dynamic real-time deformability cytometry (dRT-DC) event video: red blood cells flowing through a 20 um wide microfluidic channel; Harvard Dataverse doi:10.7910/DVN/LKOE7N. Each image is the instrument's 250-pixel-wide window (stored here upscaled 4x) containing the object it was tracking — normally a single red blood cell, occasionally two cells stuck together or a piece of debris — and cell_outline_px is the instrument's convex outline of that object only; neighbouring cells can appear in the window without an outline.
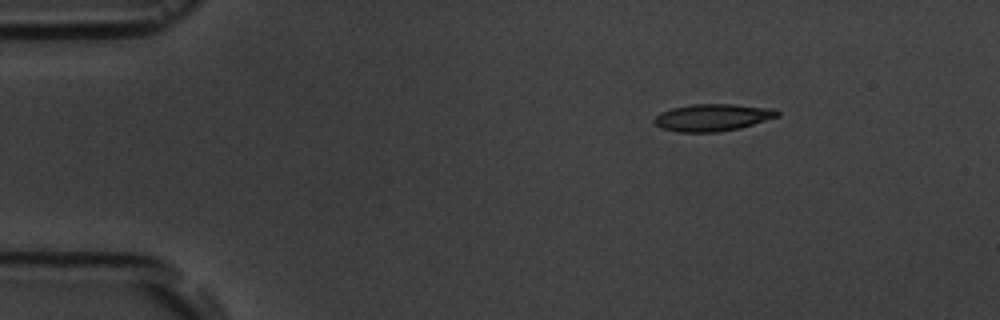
{"species": "common noctule bat (a hibernating species)", "species_latin": "Nyctalus noctula", "temperature_condition": "room temperature", "stored_images_in_passage": 8, "camera_frame_rate_fps": 3000, "um_per_image_px": 0.085, "animal": {"sex": "male", "body_mass_g": 19.5, "forearm_length_mm": 54.6}, "frame": {"image": 1, "passage_image": 1, "time_ms": 0.0, "image_size_px": [1000, 320], "cell_outline_px": [[780, 116], [740, 128], [716, 132], [676, 132], [660, 128], [652, 120], [660, 112], [672, 108], [692, 104], [732, 104], [776, 108], [780, 112]], "centroid_in_image_um": [60.58, 9.98], "position_along_channel_um": 24.4, "area_um2": 19.65}}
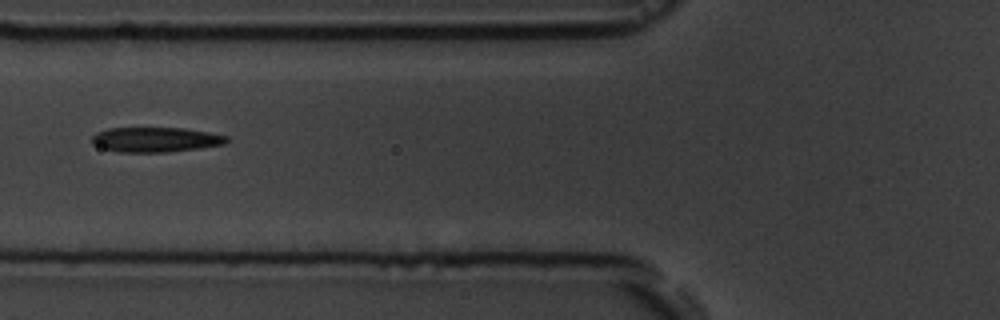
{"frame": {"image": 2, "passage_image": 4, "time_ms": 4.333, "image_size_px": [1000, 320], "cell_outline_px": [[228, 140], [224, 144], [200, 148], [168, 152], [116, 152], [92, 144], [92, 136], [96, 132], [108, 128], [184, 128], [208, 132], [228, 136]], "centroid_in_image_um": [13.21, 11.87], "position_along_channel_um": 112.6, "area_um2": 19.54}}
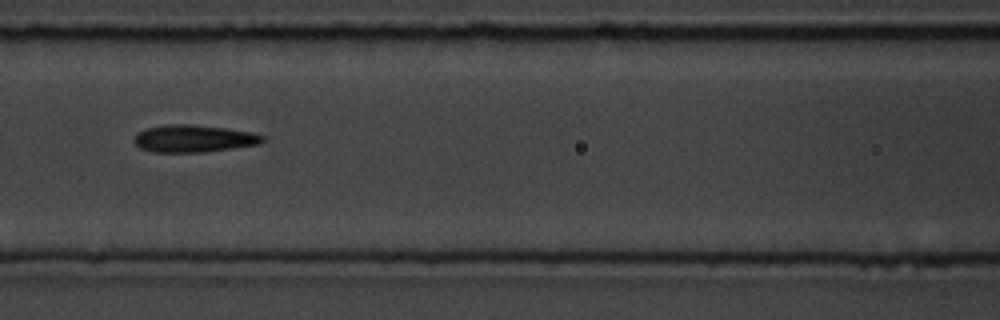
{"frame": {"image": 3, "passage_image": 5, "time_ms": 5.333, "image_size_px": [1000, 320], "cell_outline_px": [[264, 140], [260, 144], [204, 152], [152, 152], [140, 148], [132, 140], [136, 132], [144, 128], [168, 124], [192, 124], [224, 128], [252, 132], [264, 136]], "centroid_in_image_um": [16.41, 11.77], "position_along_channel_um": 150.2, "area_um2": 20.58}}